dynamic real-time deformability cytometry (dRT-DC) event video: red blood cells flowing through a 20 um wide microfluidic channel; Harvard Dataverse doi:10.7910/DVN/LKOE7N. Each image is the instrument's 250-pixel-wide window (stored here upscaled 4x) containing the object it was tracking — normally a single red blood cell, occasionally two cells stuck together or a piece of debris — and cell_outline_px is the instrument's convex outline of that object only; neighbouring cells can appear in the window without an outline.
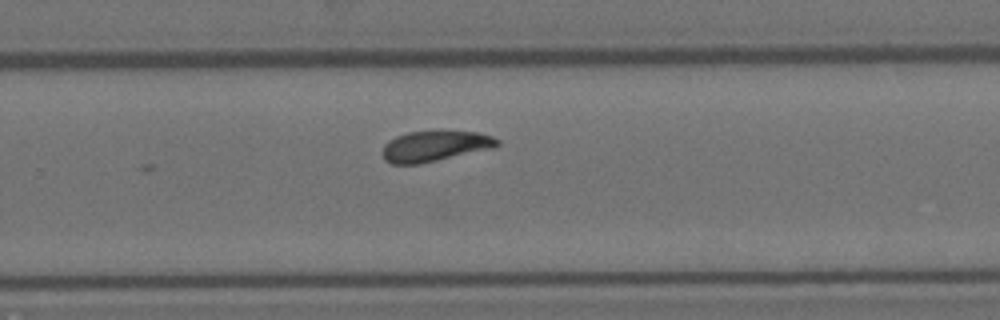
{"species": "Egyptian fruit bat (a non-hibernating species)", "species_latin": "Rousettus aegyptiacus", "temperature_condition": "room temperature", "stored_images_in_passage": 11, "camera_frame_rate_fps": 3000, "um_per_image_px": 0.085, "animal": {"sex": "female"}, "frame": {"image": 1, "passage_image": 10, "time_ms": 3.0, "image_size_px": [1000, 320], "cell_outline_px": [[500, 144], [496, 148], [420, 164], [392, 164], [384, 160], [380, 152], [384, 144], [388, 140], [396, 136], [408, 132], [476, 132], [492, 136], [500, 140]], "centroid_in_image_um": [36.95, 12.44], "position_along_channel_um": 292.9, "area_um2": 20.63}}